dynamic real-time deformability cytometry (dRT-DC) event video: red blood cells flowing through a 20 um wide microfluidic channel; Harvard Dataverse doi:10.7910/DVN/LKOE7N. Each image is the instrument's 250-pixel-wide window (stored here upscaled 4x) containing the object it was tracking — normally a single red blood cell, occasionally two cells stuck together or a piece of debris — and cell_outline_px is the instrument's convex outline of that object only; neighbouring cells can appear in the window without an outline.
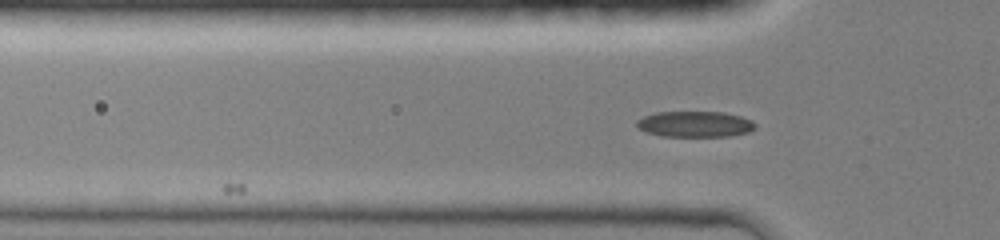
{"species": "common noctule bat (a hibernating species)", "species_latin": "Nyctalus noctula", "temperature_condition": "room temperature", "stored_images_in_passage": 4, "camera_frame_rate_fps": 3000, "um_per_image_px": 0.085, "animal": {"sex": "female", "body_mass_g": 19.0, "forearm_length_mm": 51.5}, "frame": {"image": 1, "passage_image": 4, "time_ms": 1.0, "image_size_px": [1000, 240], "cell_outline_px": [[756, 128], [748, 132], [732, 136], [660, 136], [644, 132], [636, 124], [636, 120], [644, 116], [656, 112], [724, 112], [740, 116], [752, 120], [756, 124]], "centroid_in_image_um": [59.08, 10.55], "position_along_channel_um": 66.7, "area_um2": 17.98}}